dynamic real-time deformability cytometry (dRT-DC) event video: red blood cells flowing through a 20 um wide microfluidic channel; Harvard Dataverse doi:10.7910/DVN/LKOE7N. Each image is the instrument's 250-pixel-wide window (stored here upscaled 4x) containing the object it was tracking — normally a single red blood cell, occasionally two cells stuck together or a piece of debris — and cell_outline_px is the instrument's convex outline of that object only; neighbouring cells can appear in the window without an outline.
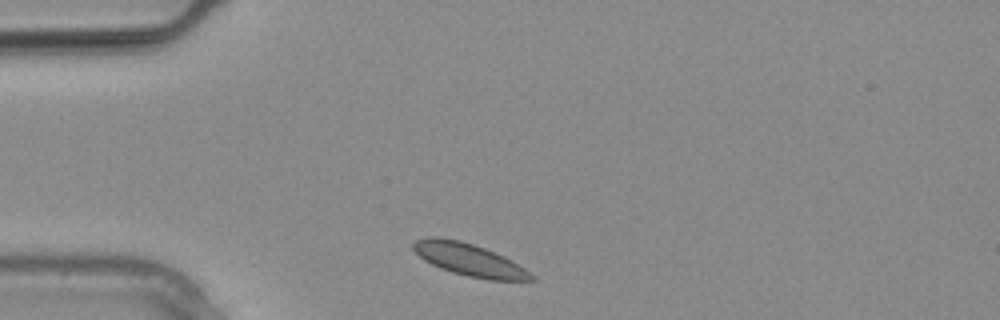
{"species": "common noctule bat (a hibernating species)", "species_latin": "Nyctalus noctula", "temperature_condition": "warm", "stored_images_in_passage": 6, "camera_frame_rate_fps": 3000, "um_per_image_px": 0.085, "animal": {"sex": "male", "body_mass_g": 20.4}, "frame": {"image": 1, "passage_image": 1, "time_ms": 0.0, "image_size_px": [1000, 320], "cell_outline_px": [[536, 280], [488, 280], [468, 276], [452, 272], [440, 268], [424, 260], [412, 248], [412, 244], [416, 240], [428, 236], [436, 236], [460, 240], [484, 248], [504, 256], [512, 260], [536, 276]], "centroid_in_image_um": [39.88, 22.07], "position_along_channel_um": 45.1, "area_um2": 22.25}}
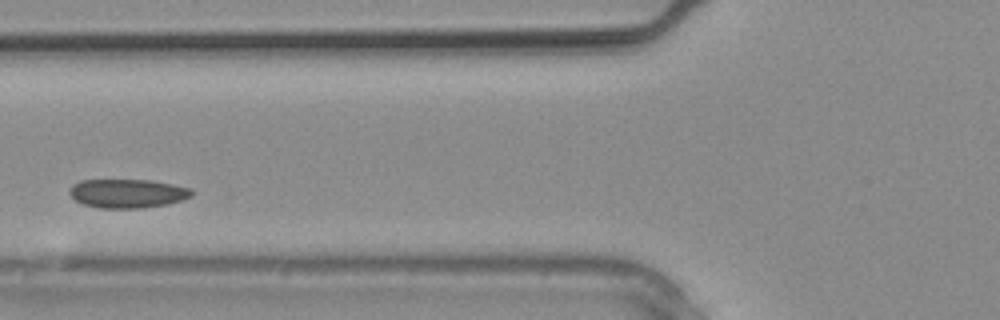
{"frame": {"image": 2, "passage_image": 5, "time_ms": 1.333, "image_size_px": [1000, 320], "cell_outline_px": [[192, 196], [184, 200], [168, 204], [140, 208], [100, 208], [84, 204], [76, 200], [68, 192], [68, 188], [72, 184], [80, 180], [152, 180], [192, 188]], "centroid_in_image_um": [10.85, 16.43], "position_along_channel_um": 115.0, "area_um2": 20.69}}